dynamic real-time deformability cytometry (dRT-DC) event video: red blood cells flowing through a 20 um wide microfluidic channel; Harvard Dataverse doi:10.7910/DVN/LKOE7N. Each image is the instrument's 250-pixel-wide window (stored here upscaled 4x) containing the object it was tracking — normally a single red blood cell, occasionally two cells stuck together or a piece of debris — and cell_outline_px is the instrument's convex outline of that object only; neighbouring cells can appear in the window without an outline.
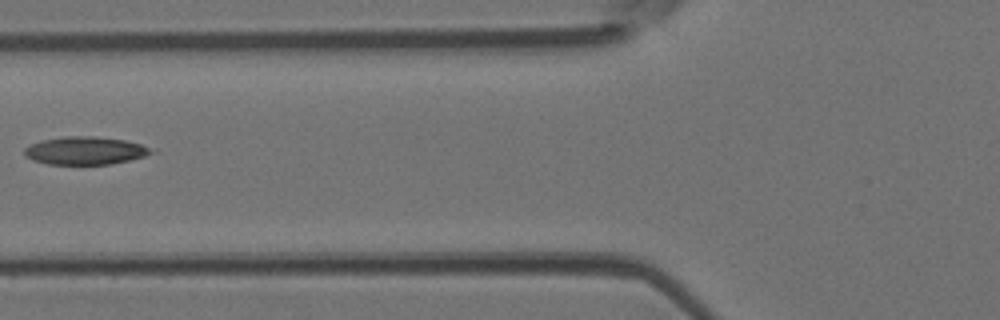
{"species": "Egyptian fruit bat (a non-hibernating species)", "species_latin": "Rousettus aegyptiacus", "temperature_condition": "room temperature", "stored_images_in_passage": 6, "camera_frame_rate_fps": 3000, "um_per_image_px": 0.085, "animal": {"sex": "female"}, "frame": {"image": 1, "passage_image": 6, "time_ms": 1.667, "image_size_px": [1000, 320], "cell_outline_px": [[156, 152], [144, 156], [128, 160], [108, 164], [48, 164], [32, 160], [24, 156], [24, 148], [40, 140], [64, 136], [96, 136], [124, 140], [140, 144]], "centroid_in_image_um": [7.19, 12.8], "position_along_channel_um": 118.6, "area_um2": 20.52}}